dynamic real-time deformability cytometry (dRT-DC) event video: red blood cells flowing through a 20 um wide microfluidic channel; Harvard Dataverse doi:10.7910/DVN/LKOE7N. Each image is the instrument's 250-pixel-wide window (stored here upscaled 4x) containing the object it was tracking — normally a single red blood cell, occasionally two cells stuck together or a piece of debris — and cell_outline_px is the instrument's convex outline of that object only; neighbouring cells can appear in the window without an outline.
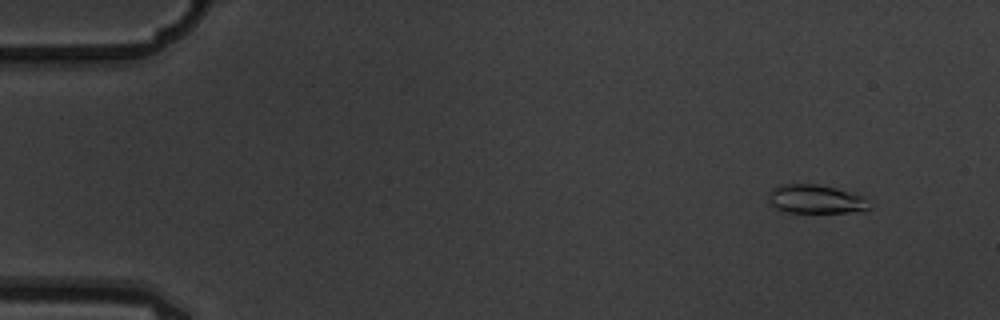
{"species": "common noctule bat (a hibernating species)", "species_latin": "Nyctalus noctula", "temperature_condition": "warm", "stored_images_in_passage": 9, "camera_frame_rate_fps": 3000, "um_per_image_px": 0.085, "animal": {"sex": "male", "body_mass_g": 19.5, "forearm_length_mm": 54.6}, "frame": {"image": 1, "passage_image": 2, "time_ms": 0.333, "image_size_px": [1000, 320], "cell_outline_px": [[872, 208], [864, 212], [784, 212], [776, 208], [768, 200], [768, 192], [772, 188], [780, 184], [816, 184], [856, 192], [864, 196]], "centroid_in_image_um": [69.38, 16.92], "position_along_channel_um": 15.6, "area_um2": 17.28}}
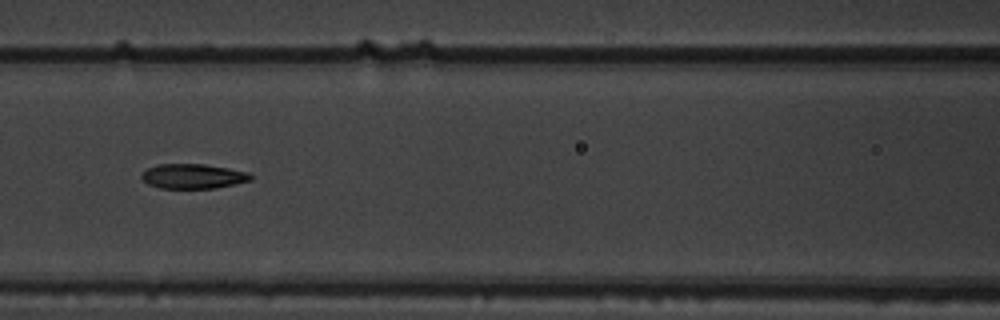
{"frame": {"image": 2, "passage_image": 7, "time_ms": 2.0, "image_size_px": [1000, 320], "cell_outline_px": [[252, 180], [216, 188], [160, 188], [148, 184], [140, 176], [148, 168], [156, 164], [204, 164], [228, 168], [248, 172], [252, 176]], "centroid_in_image_um": [16.41, 14.98], "position_along_channel_um": 150.2, "area_um2": 15.66}}
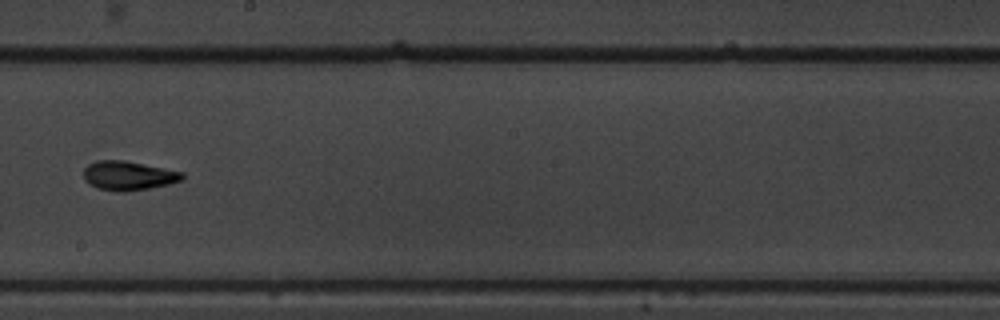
{"frame": {"image": 3, "passage_image": 9, "time_ms": 2.667, "image_size_px": [1000, 320], "cell_outline_px": [[184, 180], [168, 184], [148, 188], [124, 192], [120, 192], [96, 188], [88, 184], [84, 180], [84, 168], [88, 164], [96, 160], [124, 160], [184, 172]], "centroid_in_image_um": [10.89, 14.93], "position_along_channel_um": 237.3, "area_um2": 16.88}}